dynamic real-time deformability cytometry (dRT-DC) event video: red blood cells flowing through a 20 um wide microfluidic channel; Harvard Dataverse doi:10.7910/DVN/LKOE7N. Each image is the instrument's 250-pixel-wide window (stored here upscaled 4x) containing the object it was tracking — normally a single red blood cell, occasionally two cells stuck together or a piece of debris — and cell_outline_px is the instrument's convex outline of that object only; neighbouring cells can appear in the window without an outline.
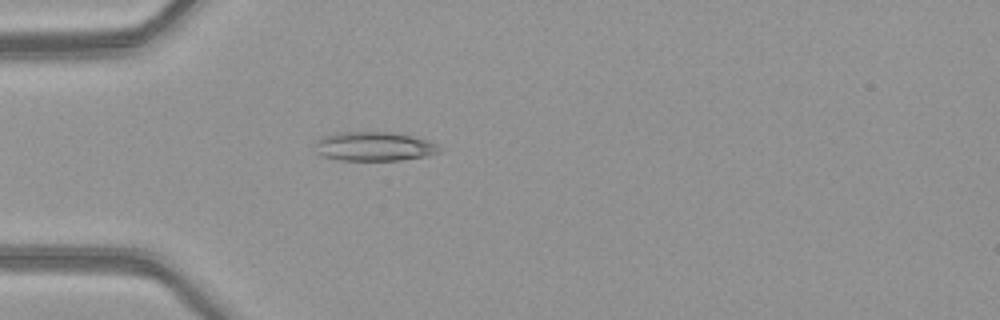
{"species": "common noctule bat (a hibernating species)", "species_latin": "Nyctalus noctula", "temperature_condition": "warm", "stored_images_in_passage": 5, "camera_frame_rate_fps": 3000, "um_per_image_px": 0.085, "animal": {"sex": "female", "body_mass_g": 21.9}, "frame": {"image": 1, "passage_image": 5, "time_ms": 1.333, "image_size_px": [1000, 320], "cell_outline_px": [[444, 148], [440, 152], [428, 156], [400, 160], [340, 160], [320, 156], [316, 152], [316, 144], [320, 136], [336, 132], [392, 132], [412, 136], [428, 140]], "centroid_in_image_um": [31.81, 12.44], "position_along_channel_um": 53.2, "area_um2": 21.39}}